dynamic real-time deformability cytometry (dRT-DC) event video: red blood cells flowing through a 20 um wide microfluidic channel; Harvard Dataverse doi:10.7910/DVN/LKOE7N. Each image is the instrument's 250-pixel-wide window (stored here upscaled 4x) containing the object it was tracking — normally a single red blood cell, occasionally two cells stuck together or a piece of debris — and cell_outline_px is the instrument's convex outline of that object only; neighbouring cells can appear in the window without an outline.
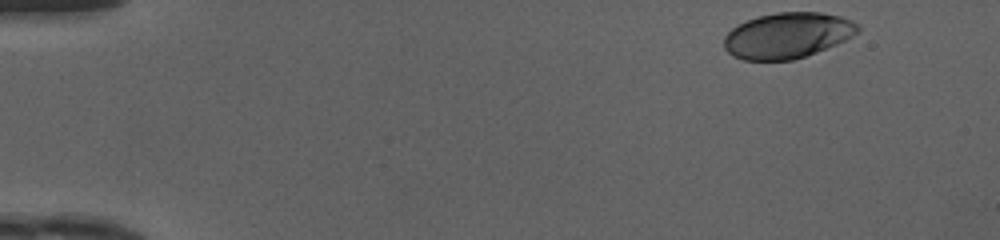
{"species": "human", "species_latin": "Homo sapiens", "temperature_condition": "cold", "stored_images_in_passage": 39, "camera_frame_rate_fps": 3000, "um_per_image_px": 0.085, "donor": {"sex": "female"}, "frame": {"image": 1, "passage_image": 1, "time_ms": 0.0, "image_size_px": [1000, 240], "cell_outline_px": [[860, 32], [836, 44], [816, 52], [792, 60], [744, 60], [732, 56], [724, 48], [724, 36], [732, 28], [748, 20], [760, 16], [776, 12], [820, 12], [840, 16], [852, 20], [860, 24]], "centroid_in_image_um": [66.95, 3.01], "position_along_channel_um": 18.0, "area_um2": 35.6}}
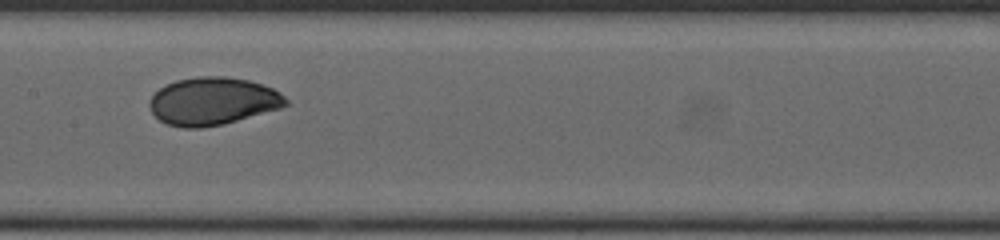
{"frame": {"image": 2, "passage_image": 22, "time_ms": 7.0, "image_size_px": [1000, 240], "cell_outline_px": [[288, 104], [280, 108], [224, 124], [200, 128], [184, 128], [168, 124], [160, 120], [152, 112], [148, 104], [148, 100], [164, 84], [176, 80], [200, 76], [224, 76], [248, 80], [272, 88], [280, 92], [288, 100]], "centroid_in_image_um": [18.07, 8.6], "position_along_channel_um": 189.3, "area_um2": 37.86}}
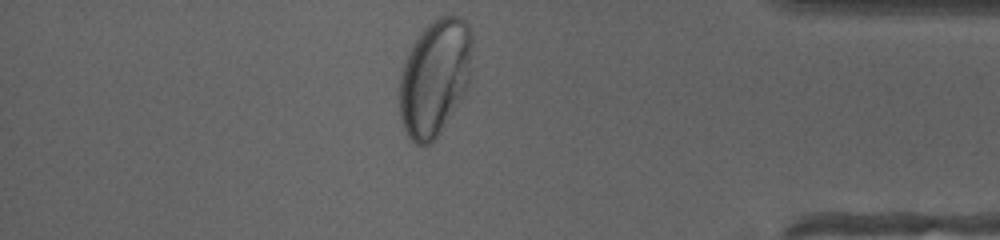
{"frame": {"image": 3, "passage_image": 39, "time_ms": 12.667, "image_size_px": [1000, 240], "cell_outline_px": [[472, 40], [468, 84], [464, 92], [432, 144], [416, 144], [408, 136], [404, 128], [400, 116], [400, 76], [404, 64], [420, 32], [432, 20], [440, 16], [460, 16], [468, 24], [472, 36]], "centroid_in_image_um": [36.96, 6.57], "position_along_channel_um": 398.2, "area_um2": 48.49}, "authors_computed_cell_mechanics": {"area_um2": 37.6278, "velocity_mm_per_s": 4.1606, "shape_relaxation_time_tau1_ms": 4.0582, "shape_relaxation_time_tau2_ms": null, "deformation_change_tau1": 0.1421, "deformation_change_tau2": null}}